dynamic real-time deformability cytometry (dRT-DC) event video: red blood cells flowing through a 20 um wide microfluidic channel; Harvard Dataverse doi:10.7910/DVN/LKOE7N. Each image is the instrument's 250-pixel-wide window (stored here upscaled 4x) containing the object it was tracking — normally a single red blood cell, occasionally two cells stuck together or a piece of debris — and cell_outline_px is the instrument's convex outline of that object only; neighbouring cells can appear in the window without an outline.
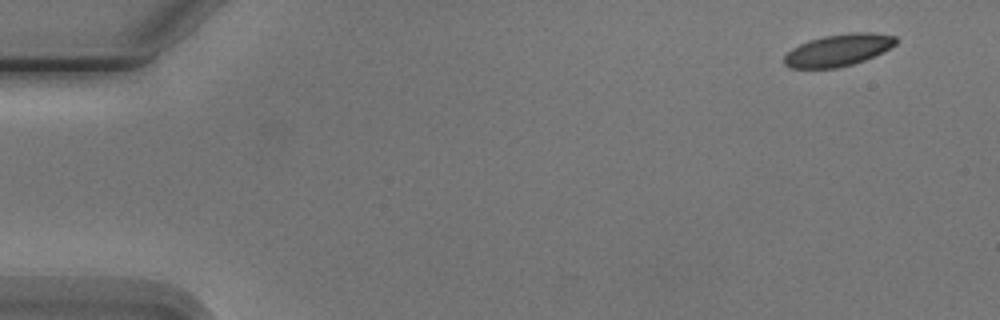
{"species": "Egyptian fruit bat (a non-hibernating species)", "species_latin": "Rousettus aegyptiacus", "temperature_condition": "cold", "stored_images_in_passage": 6, "camera_frame_rate_fps": 3000, "um_per_image_px": 0.085, "animal": {"sex": "male"}, "frame": {"image": 1, "passage_image": 1, "time_ms": 0.0, "image_size_px": [1000, 320], "cell_outline_px": [[896, 44], [884, 52], [864, 60], [852, 64], [836, 68], [792, 68], [784, 64], [784, 56], [792, 48], [808, 40], [824, 36], [852, 32], [872, 32], [896, 36]], "centroid_in_image_um": [71.27, 4.25], "position_along_channel_um": 13.7, "area_um2": 20.81}}
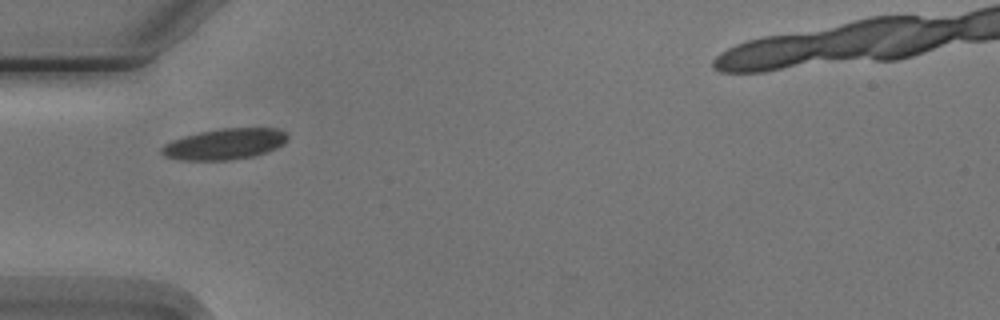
{"frame": {"image": 2, "passage_image": 5, "time_ms": 4.667, "image_size_px": [1000, 320], "cell_outline_px": [[288, 136], [276, 148], [252, 156], [228, 160], [180, 160], [164, 156], [160, 152], [160, 148], [164, 144], [172, 140], [184, 136], [200, 132], [220, 128], [276, 128], [284, 132]], "centroid_in_image_um": [19.02, 12.24], "position_along_channel_um": 66.0, "area_um2": 22.43}}
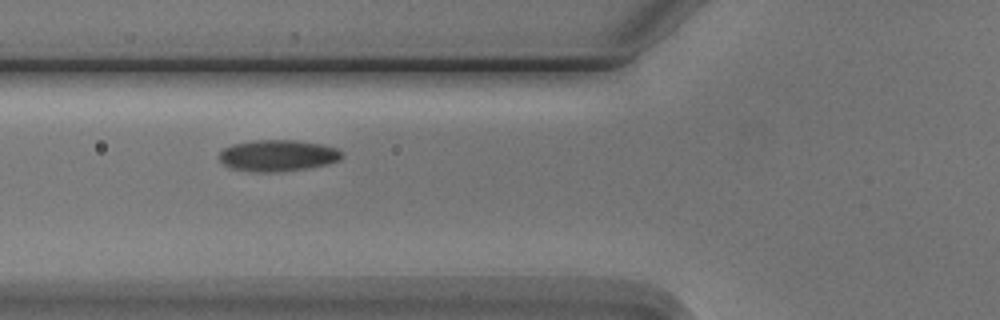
{"frame": {"image": 3, "passage_image": 6, "time_ms": 5.667, "image_size_px": [1000, 320], "cell_outline_px": [[344, 156], [340, 160], [324, 164], [304, 168], [276, 172], [252, 172], [232, 168], [224, 164], [220, 160], [220, 152], [224, 148], [232, 144], [252, 140], [292, 140], [320, 144], [336, 148]], "centroid_in_image_um": [23.57, 13.22], "position_along_channel_um": 102.2, "area_um2": 22.2}}